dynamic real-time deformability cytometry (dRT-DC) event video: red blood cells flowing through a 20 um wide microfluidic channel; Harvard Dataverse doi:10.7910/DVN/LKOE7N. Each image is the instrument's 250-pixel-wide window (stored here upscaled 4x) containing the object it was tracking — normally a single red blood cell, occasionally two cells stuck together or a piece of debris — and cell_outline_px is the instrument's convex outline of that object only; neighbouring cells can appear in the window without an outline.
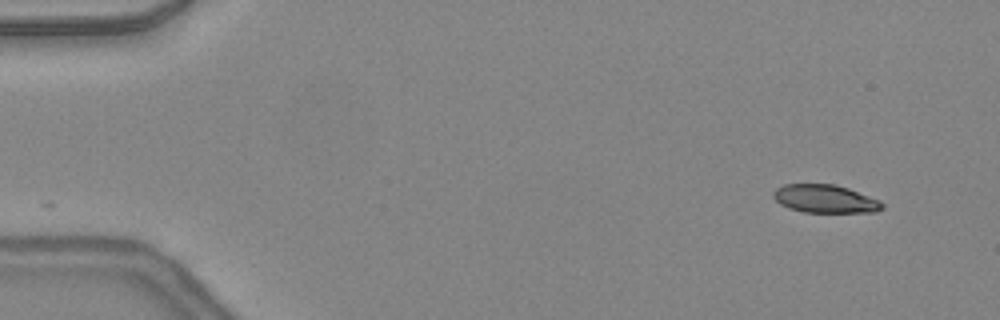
{"species": "common noctule bat (a hibernating species)", "species_latin": "Nyctalus noctula", "temperature_condition": "warm", "stored_images_in_passage": 16, "camera_frame_rate_fps": 3000, "um_per_image_px": 0.085, "animal": {"sex": "female", "body_mass_g": 24.6, "forearm_length_mm": 56.2}, "frame": {"image": 1, "passage_image": 1, "time_ms": 0.0, "image_size_px": [1000, 320], "cell_outline_px": [[884, 208], [876, 212], [804, 212], [788, 208], [780, 204], [772, 196], [772, 192], [776, 188], [784, 184], [836, 184], [848, 188], [880, 200], [884, 204]], "centroid_in_image_um": [70.13, 16.9], "position_along_channel_um": 14.9, "area_um2": 17.98}}
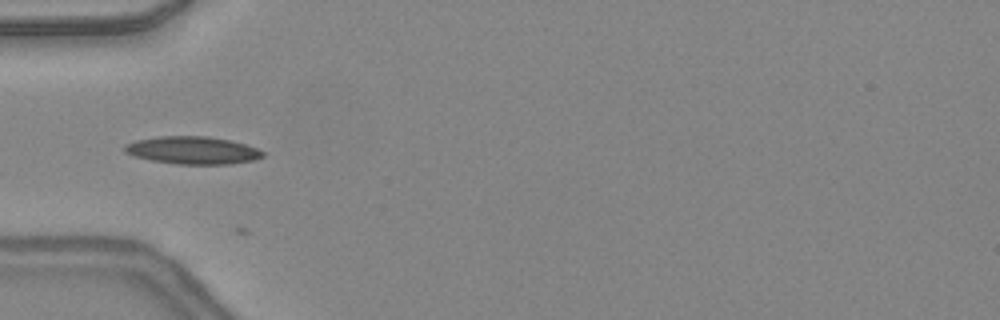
{"frame": {"image": 2, "passage_image": 13, "time_ms": 4.0, "image_size_px": [1000, 320], "cell_outline_px": [[264, 156], [252, 160], [228, 164], [176, 164], [152, 160], [132, 156], [124, 152], [124, 144], [136, 140], [160, 136], [208, 136], [228, 140], [244, 144], [256, 148], [264, 152]], "centroid_in_image_um": [16.32, 12.77], "position_along_channel_um": 68.7, "area_um2": 22.14}}